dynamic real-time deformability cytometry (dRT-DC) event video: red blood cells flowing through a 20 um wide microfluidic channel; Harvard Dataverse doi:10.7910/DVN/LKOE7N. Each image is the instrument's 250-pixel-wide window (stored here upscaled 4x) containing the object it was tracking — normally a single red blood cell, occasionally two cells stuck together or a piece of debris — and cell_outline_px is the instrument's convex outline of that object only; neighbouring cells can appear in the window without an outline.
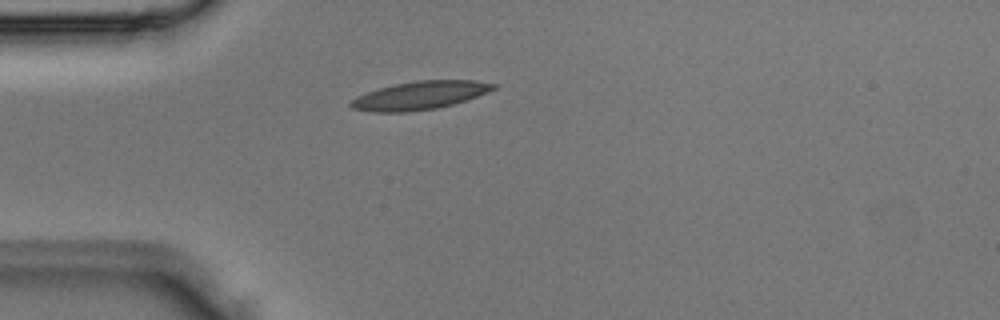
{"species": "Egyptian fruit bat (a non-hibernating species)", "species_latin": "Rousettus aegyptiacus", "temperature_condition": "room temperature", "stored_images_in_passage": 1, "camera_frame_rate_fps": 3000, "um_per_image_px": 0.085, "animal": {"sex": "male"}, "frame": {"image": 1, "passage_image": 1, "time_ms": 0.0, "image_size_px": [1000, 320], "cell_outline_px": [[500, 84], [496, 88], [488, 92], [452, 104], [436, 108], [404, 112], [368, 112], [352, 108], [348, 104], [356, 96], [380, 88], [396, 84], [416, 80], [476, 80]], "centroid_in_image_um": [35.69, 8.1], "position_along_channel_um": 49.3, "area_um2": 23.35}}